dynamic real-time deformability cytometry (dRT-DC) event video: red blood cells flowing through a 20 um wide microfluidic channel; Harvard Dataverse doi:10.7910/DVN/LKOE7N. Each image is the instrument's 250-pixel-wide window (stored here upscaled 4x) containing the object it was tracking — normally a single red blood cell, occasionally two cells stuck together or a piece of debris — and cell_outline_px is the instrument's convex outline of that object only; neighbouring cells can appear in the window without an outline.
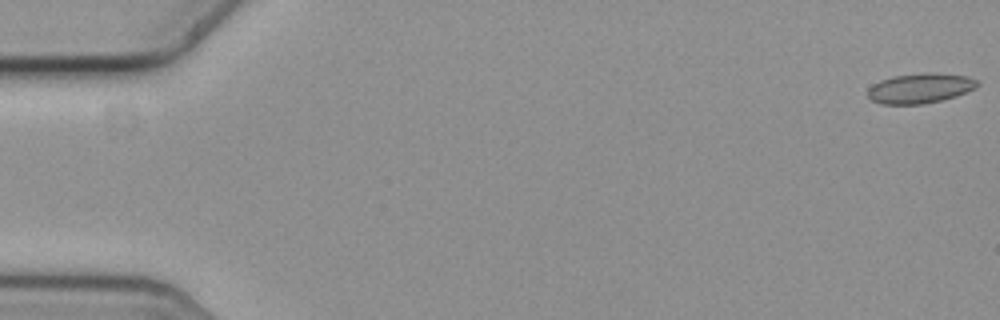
{"species": "common noctule bat (a hibernating species)", "species_latin": "Nyctalus noctula", "temperature_condition": "cold", "stored_images_in_passage": 17, "camera_frame_rate_fps": 3000, "um_per_image_px": 0.085, "animal": {"sex": "female", "body_mass_g": 19.3, "forearm_length_mm": 54.1}, "frame": {"image": 1, "passage_image": 1, "time_ms": 0.0, "image_size_px": [1000, 320], "cell_outline_px": [[980, 84], [976, 88], [956, 96], [924, 104], [880, 104], [872, 100], [868, 96], [868, 88], [872, 84], [880, 80], [892, 76], [924, 72], [932, 72], [968, 76], [976, 80]], "centroid_in_image_um": [78.2, 7.49], "position_along_channel_um": 6.8, "area_um2": 19.31}}
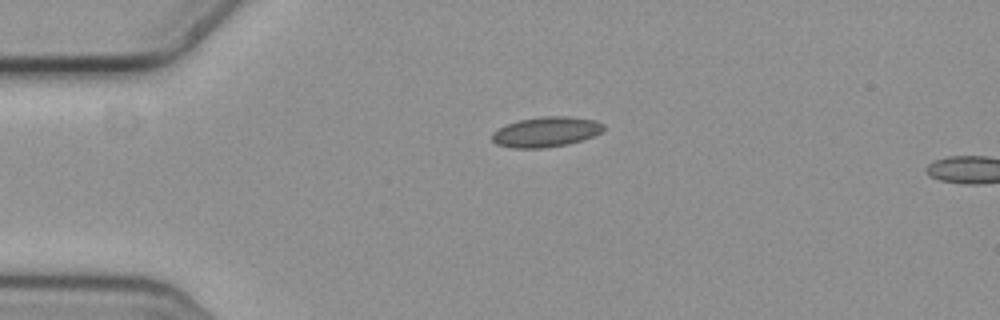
{"frame": {"image": 2, "passage_image": 14, "time_ms": 4.333, "image_size_px": [1000, 320], "cell_outline_px": [[604, 128], [600, 132], [592, 136], [568, 144], [544, 148], [512, 148], [496, 144], [492, 140], [492, 132], [508, 124], [520, 120], [544, 116], [568, 116], [596, 120], [604, 124]], "centroid_in_image_um": [46.41, 11.21], "position_along_channel_um": 38.6, "area_um2": 19.42}}